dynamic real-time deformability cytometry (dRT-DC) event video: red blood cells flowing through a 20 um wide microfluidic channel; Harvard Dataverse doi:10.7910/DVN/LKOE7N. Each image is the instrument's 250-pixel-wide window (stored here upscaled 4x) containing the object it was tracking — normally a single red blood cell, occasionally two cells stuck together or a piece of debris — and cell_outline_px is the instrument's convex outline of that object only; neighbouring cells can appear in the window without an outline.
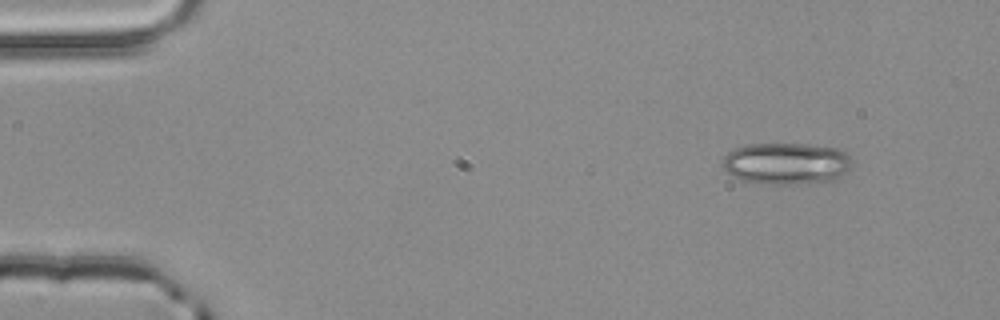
{"species": "common noctule bat (a hibernating species)", "species_latin": "Nyctalus noctula", "temperature_condition": "room temperature", "stored_images_in_passage": 3, "camera_frame_rate_fps": 3000, "um_per_image_px": 0.085, "animal": {"sex": "male", "body_mass_g": 20.4}, "frame": {"image": 1, "passage_image": 1, "time_ms": 0.0, "image_size_px": [1000, 320], "cell_outline_px": [[852, 164], [836, 180], [796, 184], [764, 184], [744, 180], [732, 176], [724, 168], [724, 156], [728, 152], [736, 148], [748, 144], [808, 144], [840, 148], [848, 152], [852, 160]], "centroid_in_image_um": [66.88, 13.89], "position_along_channel_um": 18.1, "area_um2": 31.56}}